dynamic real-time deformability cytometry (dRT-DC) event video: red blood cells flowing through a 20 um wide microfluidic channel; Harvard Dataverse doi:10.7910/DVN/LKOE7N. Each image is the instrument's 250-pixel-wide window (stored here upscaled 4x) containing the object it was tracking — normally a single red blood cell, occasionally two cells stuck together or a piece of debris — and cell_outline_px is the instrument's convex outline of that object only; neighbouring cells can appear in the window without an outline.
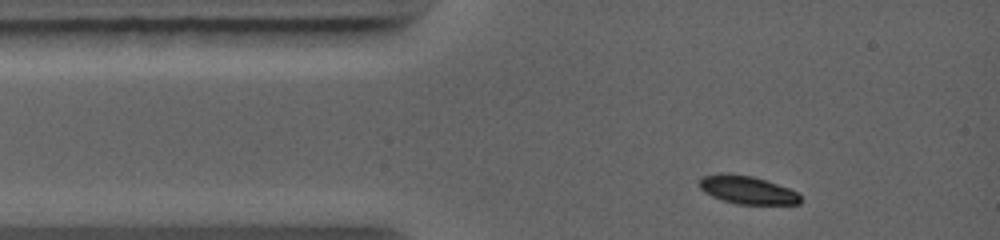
{"species": "common noctule bat (a hibernating species)", "species_latin": "Nyctalus noctula", "temperature_condition": "warm", "stored_images_in_passage": 9, "camera_frame_rate_fps": 5000, "um_per_image_px": 0.085, "animal": {"sex": "female", "body_mass_g": 19.0, "forearm_length_mm": 56.7}, "frame": {"image": 1, "passage_image": 1, "time_ms": 0.0, "image_size_px": [1000, 240], "cell_outline_px": [[800, 204], [736, 204], [712, 196], [704, 192], [700, 188], [700, 180], [704, 176], [716, 172], [728, 172], [752, 176], [788, 188], [796, 192], [800, 196]], "centroid_in_image_um": [63.47, 16.13], "position_along_channel_um": 21.5, "area_um2": 16.47}}
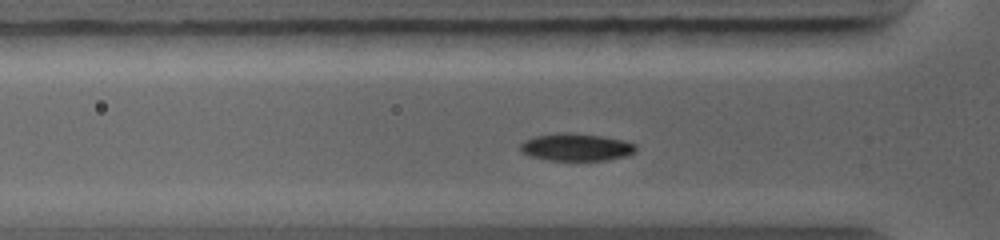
{"frame": {"image": 2, "passage_image": 6, "time_ms": 1.8, "image_size_px": [1000, 240], "cell_outline_px": [[636, 152], [624, 156], [608, 160], [548, 160], [528, 156], [520, 148], [520, 144], [524, 140], [536, 136], [560, 132], [572, 132], [604, 136], [624, 140], [636, 144]], "centroid_in_image_um": [48.99, 12.5], "position_along_channel_um": 76.8, "area_um2": 18.61}}
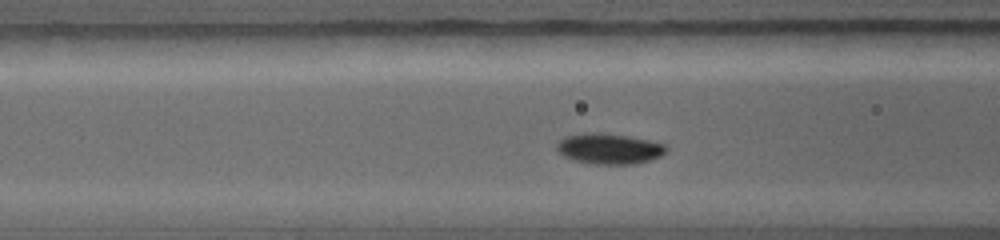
{"frame": {"image": 3, "passage_image": 8, "time_ms": 2.6, "image_size_px": [1000, 240], "cell_outline_px": [[668, 148], [660, 156], [652, 160], [636, 164], [592, 164], [572, 160], [564, 156], [556, 148], [556, 144], [564, 136], [584, 132], [600, 132], [628, 136], [648, 140], [664, 144]], "centroid_in_image_um": [51.75, 12.64], "position_along_channel_um": 114.8, "area_um2": 19.71}}